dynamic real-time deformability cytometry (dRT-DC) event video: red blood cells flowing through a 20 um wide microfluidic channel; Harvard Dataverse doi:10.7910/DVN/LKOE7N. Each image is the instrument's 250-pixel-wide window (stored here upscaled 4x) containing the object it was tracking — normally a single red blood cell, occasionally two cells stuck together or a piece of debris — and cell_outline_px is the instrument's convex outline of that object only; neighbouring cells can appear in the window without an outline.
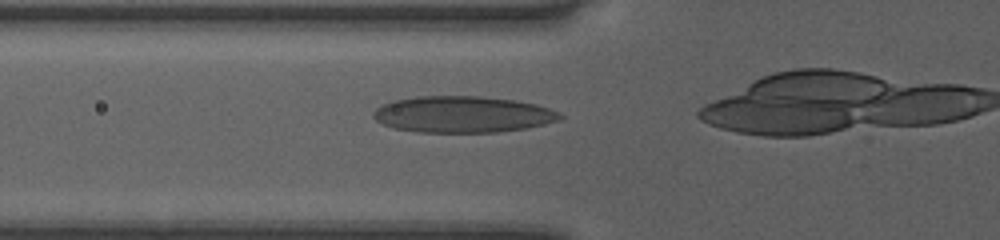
{"species": "human", "species_latin": "Homo sapiens", "temperature_condition": "room temperature", "stored_images_in_passage": 33, "camera_frame_rate_fps": 3000, "um_per_image_px": 0.085, "donor": {"sex": "female"}, "frame": {"image": 1, "passage_image": 14, "time_ms": 4.333, "image_size_px": [1000, 240], "cell_outline_px": [[564, 116], [560, 120], [544, 124], [524, 128], [496, 132], [416, 132], [392, 128], [376, 120], [372, 116], [372, 112], [376, 108], [392, 100], [416, 96], [480, 96], [516, 100], [536, 104], [560, 112]], "centroid_in_image_um": [39.31, 9.72], "position_along_channel_um": 86.5, "area_um2": 39.77}}
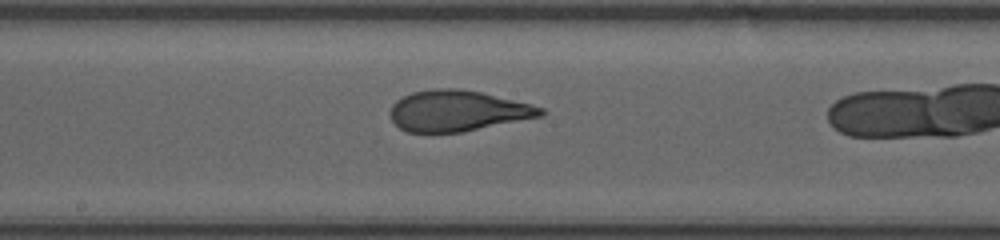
{"frame": {"image": 2, "passage_image": 23, "time_ms": 7.333, "image_size_px": [1000, 240], "cell_outline_px": [[544, 116], [464, 132], [408, 132], [400, 128], [392, 120], [388, 112], [392, 104], [396, 100], [412, 92], [432, 88], [460, 88], [480, 92], [544, 108]], "centroid_in_image_um": [38.87, 9.42], "position_along_channel_um": 209.3, "area_um2": 35.89}}
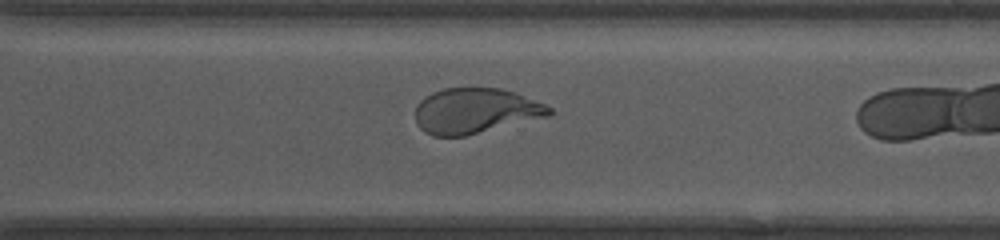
{"frame": {"image": 3, "passage_image": 32, "time_ms": 10.333, "image_size_px": [1000, 240], "cell_outline_px": [[552, 112], [548, 116], [464, 136], [432, 136], [424, 132], [416, 124], [416, 104], [424, 96], [432, 92], [444, 88], [500, 88], [516, 92], [544, 104], [552, 108]], "centroid_in_image_um": [40.36, 9.42], "position_along_channel_um": 330.2, "area_um2": 35.37}}